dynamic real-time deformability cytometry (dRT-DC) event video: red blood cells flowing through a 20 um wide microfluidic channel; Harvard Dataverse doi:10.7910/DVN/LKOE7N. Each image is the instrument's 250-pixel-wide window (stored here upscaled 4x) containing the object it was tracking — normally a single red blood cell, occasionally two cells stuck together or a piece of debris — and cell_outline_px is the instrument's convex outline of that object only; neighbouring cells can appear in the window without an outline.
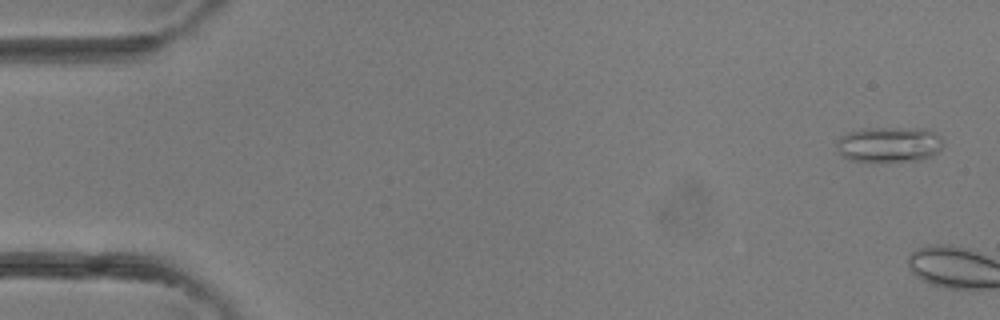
{"species": "common noctule bat (a hibernating species)", "species_latin": "Nyctalus noctula", "temperature_condition": "room temperature", "stored_images_in_passage": 4, "camera_frame_rate_fps": 3000, "um_per_image_px": 0.085, "animal": {"sex": "female"}, "frame": {"image": 1, "passage_image": 1, "time_ms": 0.0, "image_size_px": [1000, 320], "cell_outline_px": [[940, 148], [932, 156], [924, 160], [852, 160], [844, 156], [836, 148], [836, 140], [840, 136], [848, 132], [864, 128], [928, 128], [940, 140]], "centroid_in_image_um": [75.53, 12.25], "position_along_channel_um": 9.5, "area_um2": 21.5}}